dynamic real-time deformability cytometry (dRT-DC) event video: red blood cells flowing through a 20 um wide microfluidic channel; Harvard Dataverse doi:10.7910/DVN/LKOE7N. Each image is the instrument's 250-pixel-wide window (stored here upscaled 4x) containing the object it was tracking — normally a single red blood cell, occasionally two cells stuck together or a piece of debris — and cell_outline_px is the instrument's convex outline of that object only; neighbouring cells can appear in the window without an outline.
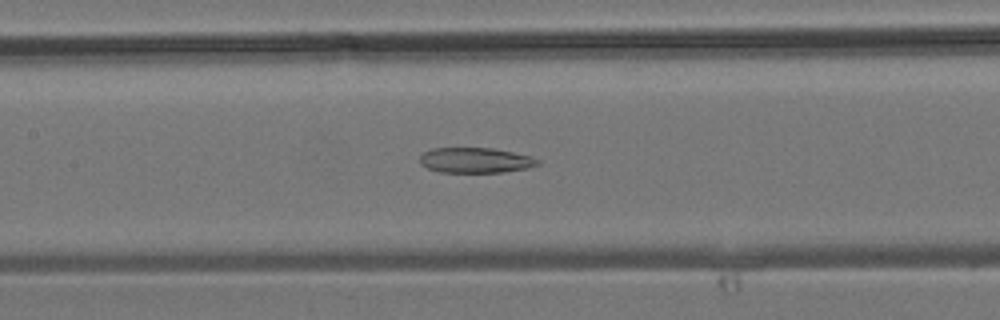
{"species": "common noctule bat (a hibernating species)", "species_latin": "Nyctalus noctula", "temperature_condition": "room temperature", "stored_images_in_passage": 32, "camera_frame_rate_fps": 3000, "um_per_image_px": 0.085, "animal": {"sex": "male", "body_mass_g": 19.2, "forearm_length_mm": 51.8}, "frame": {"image": 1, "passage_image": 14, "time_ms": 4.333, "image_size_px": [1000, 320], "cell_outline_px": [[540, 164], [528, 168], [504, 172], [440, 172], [428, 168], [420, 164], [420, 156], [424, 152], [432, 148], [492, 148], [512, 152], [528, 156], [540, 160]], "centroid_in_image_um": [40.4, 13.62], "position_along_channel_um": 167.0, "area_um2": 17.28}}
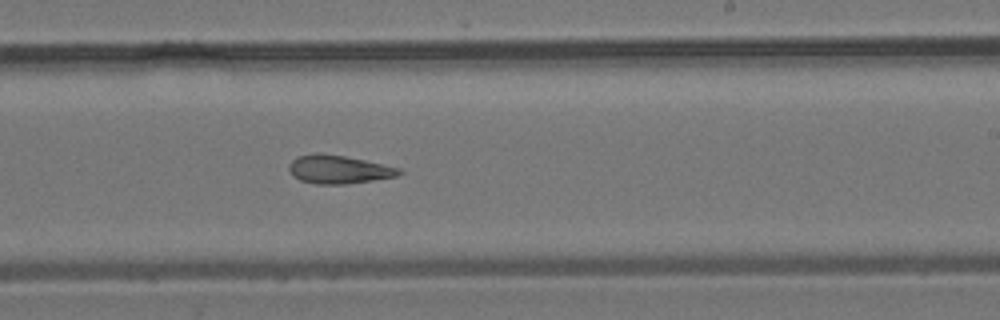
{"frame": {"image": 2, "passage_image": 20, "time_ms": 6.333, "image_size_px": [1000, 320], "cell_outline_px": [[404, 172], [400, 176], [348, 184], [316, 184], [300, 180], [292, 176], [288, 168], [288, 164], [296, 156], [316, 152], [320, 152], [344, 156], [364, 160], [400, 168]], "centroid_in_image_um": [28.77, 14.4], "position_along_channel_um": 260.2, "area_um2": 18.5}}
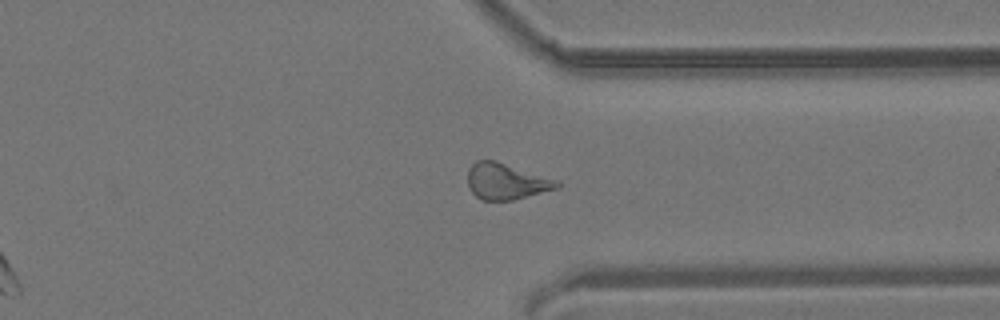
{"frame": {"image": 3, "passage_image": 27, "time_ms": 8.667, "image_size_px": [1000, 320], "cell_outline_px": [[560, 184], [556, 188], [512, 200], [480, 200], [468, 188], [468, 168], [476, 160], [496, 160], [560, 180]], "centroid_in_image_um": [43.01, 15.4], "position_along_channel_um": 368.4, "area_um2": 18.9}}